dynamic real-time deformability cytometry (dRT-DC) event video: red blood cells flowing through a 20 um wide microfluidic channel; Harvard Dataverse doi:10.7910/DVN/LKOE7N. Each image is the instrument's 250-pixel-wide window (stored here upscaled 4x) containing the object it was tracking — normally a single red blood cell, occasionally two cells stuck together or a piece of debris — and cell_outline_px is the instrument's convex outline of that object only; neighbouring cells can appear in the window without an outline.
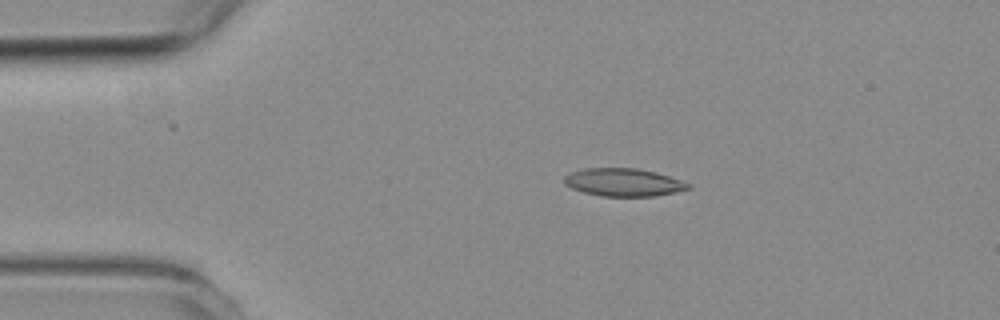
{"species": "common noctule bat (a hibernating species)", "species_latin": "Nyctalus noctula", "temperature_condition": "room temperature", "stored_images_in_passage": 5, "camera_frame_rate_fps": 3000, "um_per_image_px": 0.085, "animal": {"sex": "female", "body_mass_g": 19.3, "forearm_length_mm": 54.1}, "frame": {"image": 1, "passage_image": 2, "time_ms": 1.0, "image_size_px": [1000, 320], "cell_outline_px": [[692, 188], [652, 196], [600, 196], [584, 192], [572, 188], [564, 184], [564, 176], [572, 172], [584, 168], [636, 168], [656, 172], [692, 184]], "centroid_in_image_um": [52.98, 15.49], "position_along_channel_um": 32.0, "area_um2": 20.0}}